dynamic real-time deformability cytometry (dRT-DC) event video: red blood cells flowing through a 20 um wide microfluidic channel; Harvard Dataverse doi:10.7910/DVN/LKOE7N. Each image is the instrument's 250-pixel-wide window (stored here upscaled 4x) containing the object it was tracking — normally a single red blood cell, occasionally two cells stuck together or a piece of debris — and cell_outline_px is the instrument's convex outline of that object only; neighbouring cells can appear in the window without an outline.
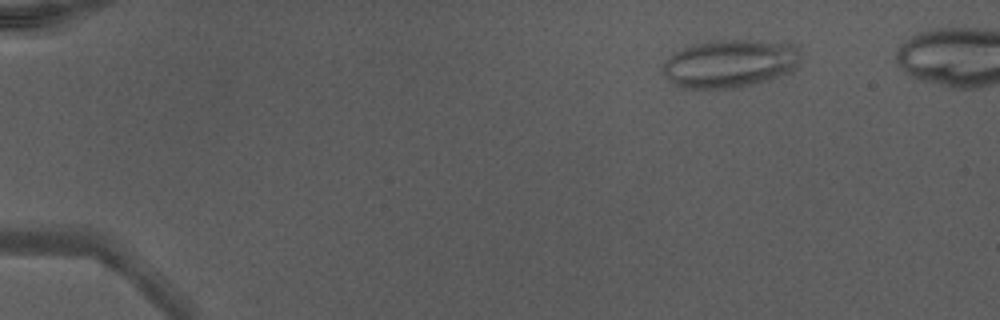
{"species": "Egyptian fruit bat (a non-hibernating species)", "species_latin": "Rousettus aegyptiacus", "temperature_condition": "warm", "stored_images_in_passage": 48, "camera_frame_rate_fps": 3000, "um_per_image_px": 0.085, "animal": {"sex": "male"}, "frame": {"image": 1, "passage_image": 8, "time_ms": 2.333, "image_size_px": [1000, 320], "cell_outline_px": [[800, 56], [796, 68], [792, 72], [752, 84], [736, 88], [684, 88], [672, 84], [664, 76], [660, 68], [664, 60], [668, 56], [692, 44], [708, 40], [744, 40], [796, 44]], "centroid_in_image_um": [61.99, 5.4], "position_along_channel_um": 23.0, "area_um2": 38.84}}
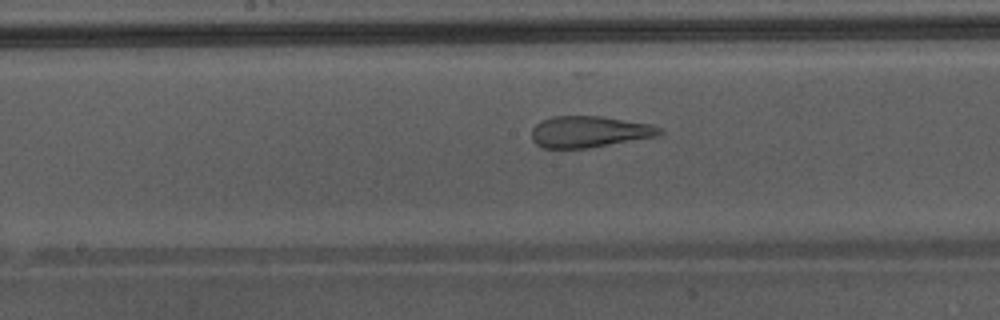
{"frame": {"image": 2, "passage_image": 28, "time_ms": 9.0, "image_size_px": [1000, 320], "cell_outline_px": [[664, 132], [660, 136], [588, 148], [544, 148], [536, 144], [532, 140], [532, 128], [540, 120], [552, 116], [600, 116], [652, 124], [660, 128]], "centroid_in_image_um": [50.1, 11.19], "position_along_channel_um": 198.1, "area_um2": 23.58}}